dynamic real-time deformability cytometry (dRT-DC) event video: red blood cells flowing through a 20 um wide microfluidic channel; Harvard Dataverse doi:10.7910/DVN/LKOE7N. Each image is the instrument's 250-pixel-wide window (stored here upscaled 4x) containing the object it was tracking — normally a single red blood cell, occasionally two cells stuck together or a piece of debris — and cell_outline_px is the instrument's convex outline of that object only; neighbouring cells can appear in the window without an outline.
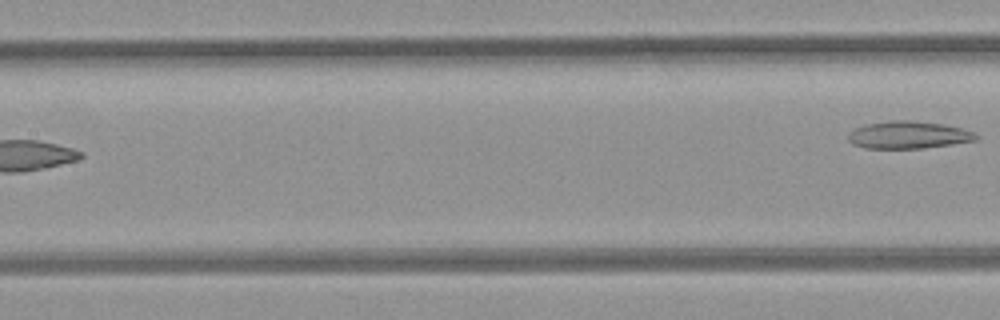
{"species": "common noctule bat (a hibernating species)", "species_latin": "Nyctalus noctula", "temperature_condition": "room temperature", "stored_images_in_passage": 8, "segment_of_instrument_passage": [2, 2], "camera_frame_rate_fps": 3000, "um_per_image_px": 0.085, "animal": {"sex": "female", "body_mass_g": 21.9}, "frame": {"image": 1, "passage_image": 8, "time_ms": 2.333, "image_size_px": [1000, 320], "cell_outline_px": [[980, 136], [976, 140], [952, 144], [924, 148], [864, 148], [852, 144], [848, 140], [848, 132], [856, 128], [868, 124], [892, 120], [912, 120], [940, 124], [964, 128]], "centroid_in_image_um": [77.21, 11.47], "position_along_channel_um": 130.2, "area_um2": 20.35}}